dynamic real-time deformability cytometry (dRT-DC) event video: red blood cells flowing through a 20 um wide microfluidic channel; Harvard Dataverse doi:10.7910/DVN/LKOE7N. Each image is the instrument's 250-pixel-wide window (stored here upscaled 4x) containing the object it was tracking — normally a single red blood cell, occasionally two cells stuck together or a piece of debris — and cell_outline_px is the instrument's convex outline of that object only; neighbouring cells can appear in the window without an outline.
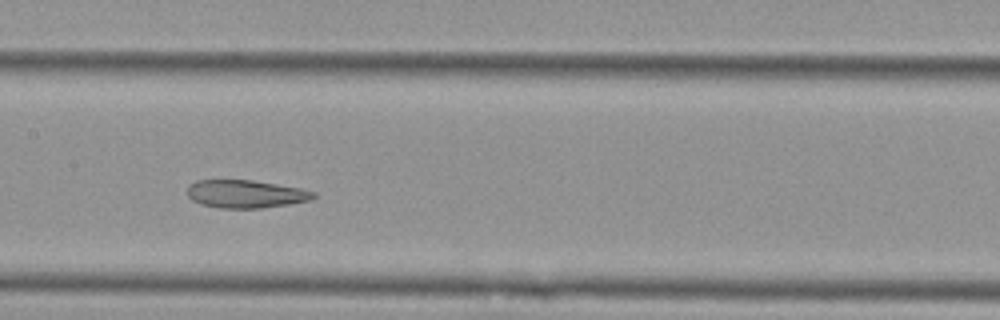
{"species": "Egyptian fruit bat (a non-hibernating species)", "species_latin": "Rousettus aegyptiacus", "temperature_condition": "cold", "stored_images_in_passage": 9, "camera_frame_rate_fps": 3000, "um_per_image_px": 0.085, "animal": {"sex": "female"}, "frame": {"image": 1, "passage_image": 6, "time_ms": 1.667, "image_size_px": [1000, 320], "cell_outline_px": [[316, 196], [312, 200], [288, 204], [260, 208], [220, 208], [200, 204], [192, 200], [188, 196], [188, 184], [196, 180], [252, 180], [300, 188], [316, 192]], "centroid_in_image_um": [20.87, 16.48], "position_along_channel_um": 186.5, "area_um2": 20.58}}
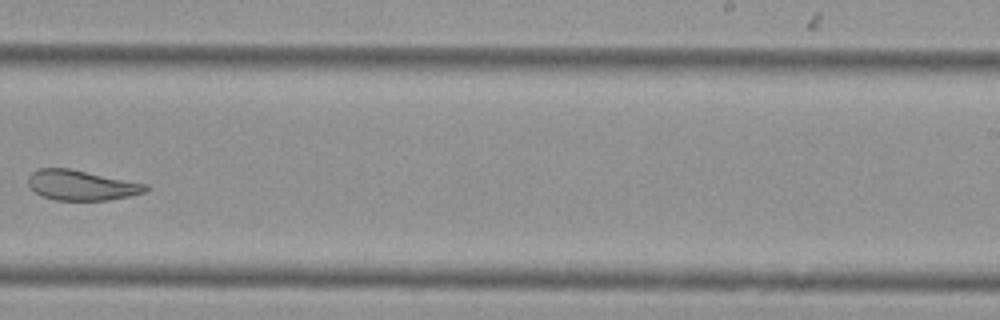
{"frame": {"image": 2, "passage_image": 8, "time_ms": 2.333, "image_size_px": [1000, 320], "cell_outline_px": [[148, 188], [144, 192], [128, 196], [108, 200], [52, 200], [36, 192], [28, 184], [28, 176], [32, 172], [40, 168], [68, 168], [148, 184]], "centroid_in_image_um": [6.91, 15.74], "position_along_channel_um": 282.1, "area_um2": 20.4}}
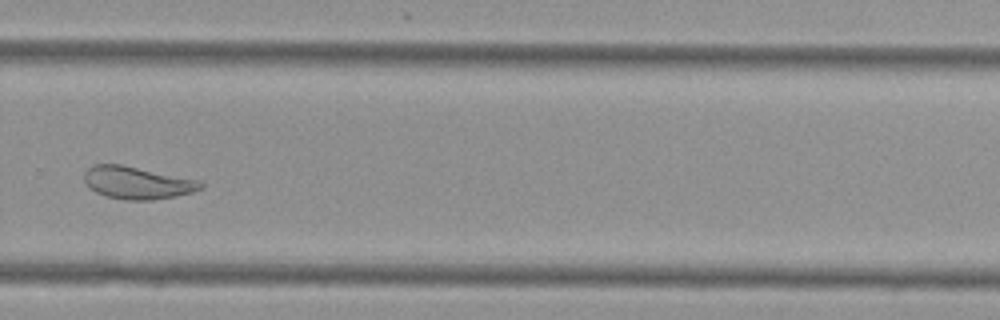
{"frame": {"image": 3, "passage_image": 9, "time_ms": 2.667, "image_size_px": [1000, 320], "cell_outline_px": [[204, 188], [192, 192], [152, 200], [124, 200], [104, 196], [88, 188], [84, 180], [84, 172], [92, 164], [120, 164], [200, 180], [204, 184]], "centroid_in_image_um": [11.63, 15.53], "position_along_channel_um": 318.2, "area_um2": 22.14}}